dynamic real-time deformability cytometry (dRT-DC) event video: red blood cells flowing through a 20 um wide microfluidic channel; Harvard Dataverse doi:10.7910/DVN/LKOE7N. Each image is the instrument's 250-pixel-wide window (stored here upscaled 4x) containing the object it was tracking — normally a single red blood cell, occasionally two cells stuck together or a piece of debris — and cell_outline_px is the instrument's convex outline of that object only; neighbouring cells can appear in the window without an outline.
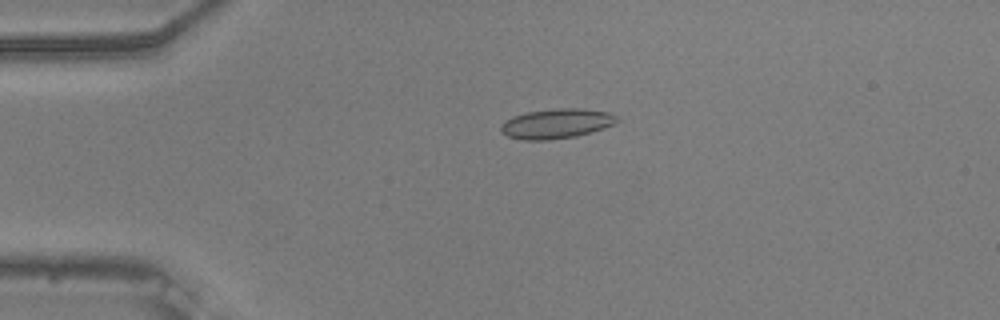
{"species": "common noctule bat (a hibernating species)", "species_latin": "Nyctalus noctula", "temperature_condition": "warm", "stored_images_in_passage": 55, "camera_frame_rate_fps": 3000, "um_per_image_px": 0.085, "animal": {"sex": "male", "body_mass_g": 20.5, "forearm_length_mm": 52.5}, "frame": {"image": 1, "passage_image": 13, "time_ms": 4.0, "image_size_px": [1000, 320], "cell_outline_px": [[620, 120], [616, 124], [604, 128], [576, 136], [548, 140], [524, 140], [508, 136], [500, 132], [500, 128], [512, 116], [528, 112], [556, 108], [580, 108], [612, 112]], "centroid_in_image_um": [47.36, 10.5], "position_along_channel_um": 37.6, "area_um2": 20.17}}
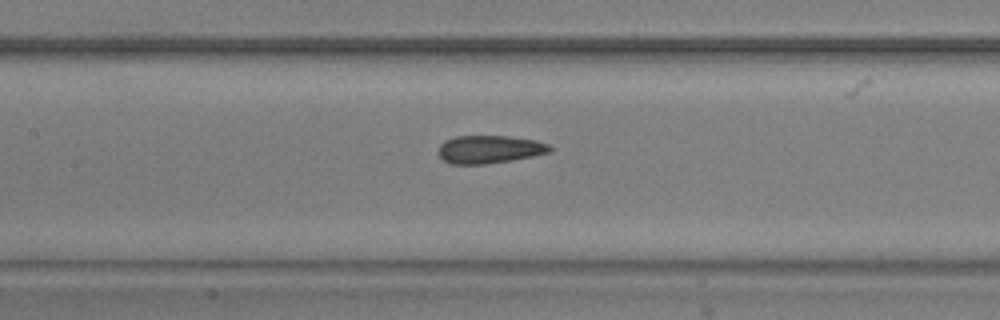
{"frame": {"image": 2, "passage_image": 26, "time_ms": 8.333, "image_size_px": [1000, 320], "cell_outline_px": [[552, 152], [532, 156], [484, 164], [448, 164], [436, 152], [440, 144], [444, 140], [456, 136], [508, 136], [536, 140], [548, 144], [552, 148]], "centroid_in_image_um": [41.57, 12.69], "position_along_channel_um": 165.8, "area_um2": 18.21}}
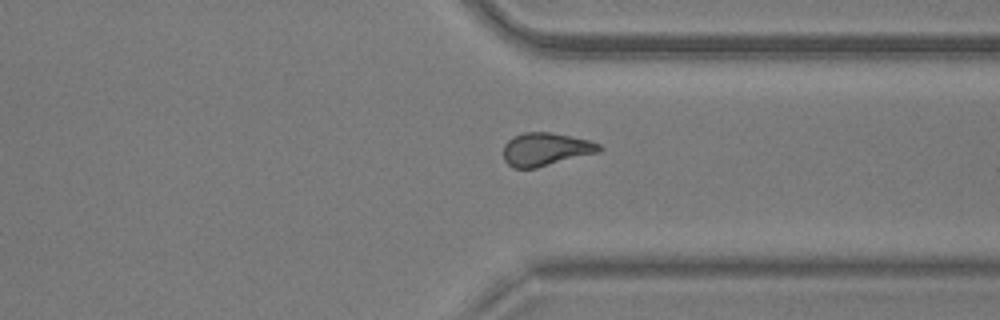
{"frame": {"image": 3, "passage_image": 42, "time_ms": 13.667, "image_size_px": [1000, 320], "cell_outline_px": [[604, 148], [600, 152], [536, 168], [512, 168], [504, 160], [504, 144], [512, 136], [524, 132], [548, 132], [588, 140], [600, 144]], "centroid_in_image_um": [46.38, 12.69], "position_along_channel_um": 365.0, "area_um2": 18.5}, "authors_computed_cell_mechanics": {"area_um2": 18.6694, "velocity_mm_per_s": 3.7429, "shape_relaxation_time_tau1_ms": null, "shape_relaxation_time_tau2_ms": 1.6366, "deformation_change_tau1": null, "deformation_change_tau2": 0.0966}}